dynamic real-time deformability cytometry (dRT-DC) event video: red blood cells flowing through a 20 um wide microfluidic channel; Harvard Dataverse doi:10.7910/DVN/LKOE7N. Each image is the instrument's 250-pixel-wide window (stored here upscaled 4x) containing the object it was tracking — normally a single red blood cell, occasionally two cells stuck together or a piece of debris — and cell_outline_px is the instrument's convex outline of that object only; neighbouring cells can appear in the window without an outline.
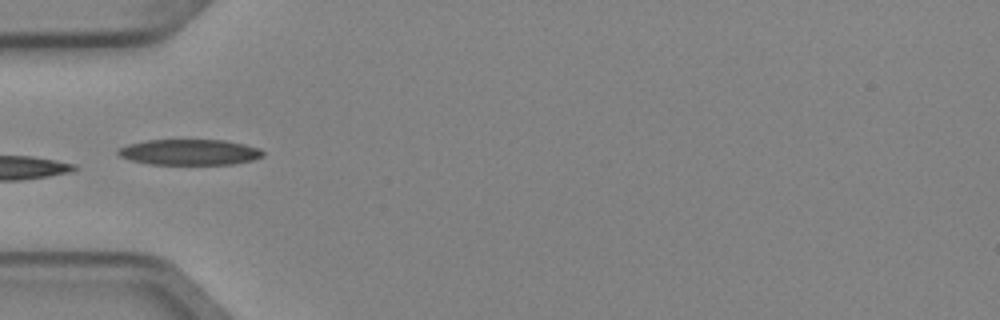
{"species": "Egyptian fruit bat (a non-hibernating species)", "species_latin": "Rousettus aegyptiacus", "temperature_condition": "cold", "stored_images_in_passage": 6, "camera_frame_rate_fps": 3000, "um_per_image_px": 0.085, "animal": {"sex": "female"}, "frame": {"image": 1, "passage_image": 5, "time_ms": 1.333, "image_size_px": [1000, 320], "cell_outline_px": [[264, 156], [252, 160], [232, 164], [148, 164], [132, 160], [120, 156], [116, 152], [116, 148], [128, 144], [148, 140], [224, 140], [244, 144], [260, 148], [264, 152]], "centroid_in_image_um": [16.11, 12.93], "position_along_channel_um": 68.9, "area_um2": 21.73}}
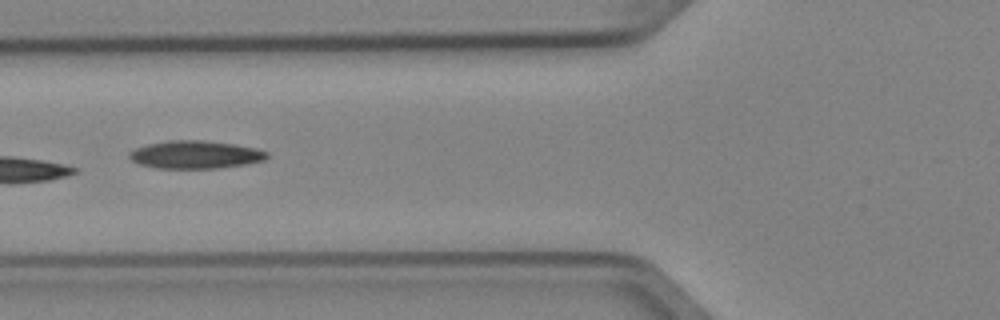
{"frame": {"image": 2, "passage_image": 6, "time_ms": 1.667, "image_size_px": [1000, 320], "cell_outline_px": [[268, 156], [264, 160], [244, 164], [216, 168], [156, 168], [140, 164], [132, 160], [128, 156], [128, 152], [136, 148], [148, 144], [168, 140], [204, 140], [232, 144], [256, 148], [268, 152]], "centroid_in_image_um": [16.58, 13.14], "position_along_channel_um": 109.2, "area_um2": 22.2}}